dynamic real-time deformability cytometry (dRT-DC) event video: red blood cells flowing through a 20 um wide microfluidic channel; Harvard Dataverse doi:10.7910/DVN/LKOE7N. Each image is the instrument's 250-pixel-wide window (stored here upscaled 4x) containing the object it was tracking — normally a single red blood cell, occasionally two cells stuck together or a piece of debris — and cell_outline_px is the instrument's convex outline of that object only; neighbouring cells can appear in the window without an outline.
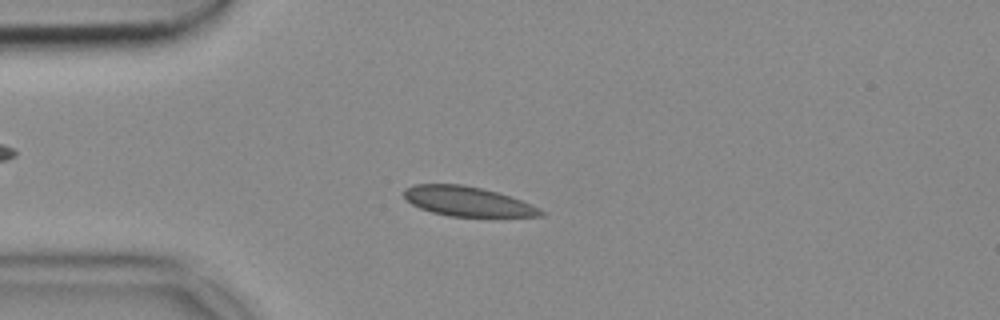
{"species": "common noctule bat (a hibernating species)", "species_latin": "Nyctalus noctula", "temperature_condition": "cold", "stored_images_in_passage": 52, "camera_frame_rate_fps": 3000, "um_per_image_px": 0.085, "animal": {"sex": "female", "body_mass_g": 18.4}, "frame": {"image": 1, "passage_image": 12, "time_ms": 3.667, "image_size_px": [1000, 320], "cell_outline_px": [[544, 216], [448, 216], [432, 212], [420, 208], [412, 204], [404, 196], [404, 188], [412, 184], [464, 184], [496, 192], [520, 200], [540, 208], [544, 212]], "centroid_in_image_um": [39.7, 17.11], "position_along_channel_um": 45.3, "area_um2": 23.35}}
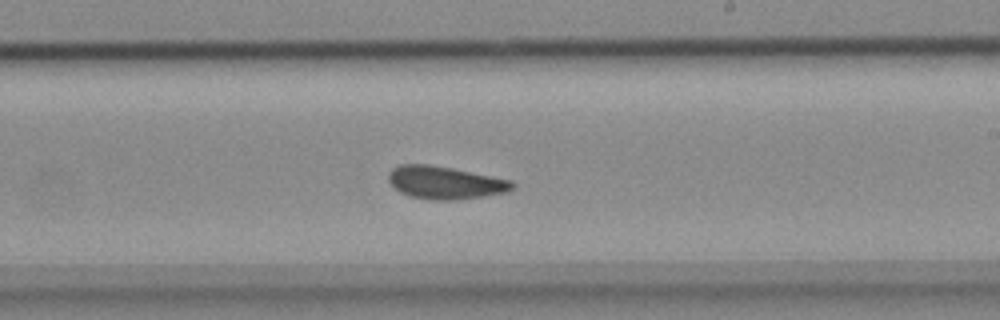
{"frame": {"image": 2, "passage_image": 30, "time_ms": 9.667, "image_size_px": [1000, 320], "cell_outline_px": [[516, 188], [508, 192], [460, 200], [428, 200], [412, 196], [400, 192], [388, 180], [388, 172], [392, 168], [400, 164], [428, 164], [452, 168], [512, 180], [516, 184]], "centroid_in_image_um": [37.87, 15.53], "position_along_channel_um": 251.1, "area_um2": 23.87}}
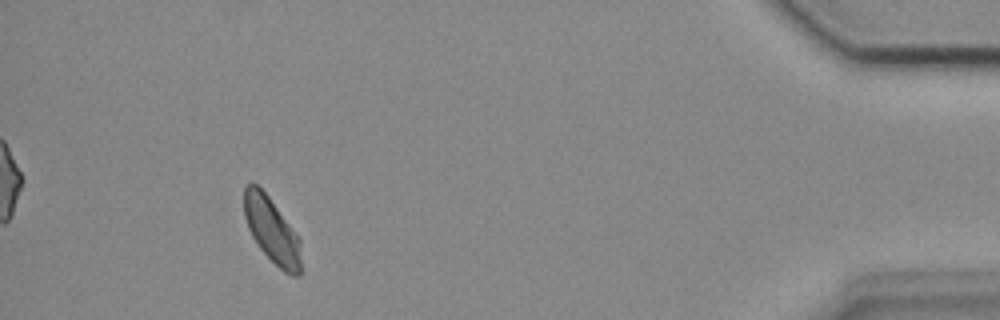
{"frame": {"image": 3, "passage_image": 48, "time_ms": 15.667, "image_size_px": [1000, 320], "cell_outline_px": [[300, 276], [292, 276], [284, 272], [260, 248], [252, 236], [248, 228], [244, 216], [244, 184], [256, 184], [268, 196], [300, 240]], "centroid_in_image_um": [23.08, 19.58], "position_along_channel_um": 412.1, "area_um2": 21.15}}